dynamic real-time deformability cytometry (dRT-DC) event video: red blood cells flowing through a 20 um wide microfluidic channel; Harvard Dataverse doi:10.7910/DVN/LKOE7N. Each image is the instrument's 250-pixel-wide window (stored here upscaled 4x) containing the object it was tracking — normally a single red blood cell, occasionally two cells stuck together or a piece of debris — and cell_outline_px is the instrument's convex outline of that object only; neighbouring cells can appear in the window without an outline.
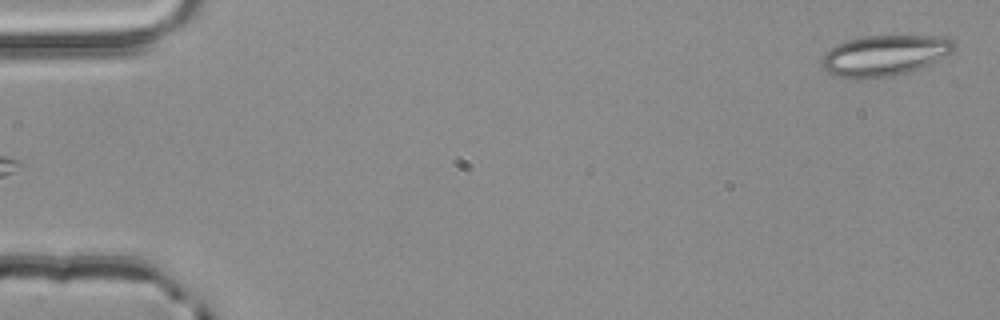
{"species": "common noctule bat (a hibernating species)", "species_latin": "Nyctalus noctula", "temperature_condition": "room temperature", "stored_images_in_passage": 4, "segment_of_instrument_passage": [2, 2], "camera_frame_rate_fps": 3000, "um_per_image_px": 0.085, "animal": {"sex": "male", "body_mass_g": 20.4}, "frame": {"image": 1, "passage_image": 4, "time_ms": 1.0, "image_size_px": [1000, 320], "cell_outline_px": [[956, 48], [952, 52], [932, 64], [912, 72], [896, 76], [868, 80], [852, 80], [832, 76], [820, 64], [820, 60], [824, 52], [836, 44], [848, 40], [864, 36], [948, 36], [956, 44]], "centroid_in_image_um": [75.17, 4.76], "position_along_channel_um": 9.8, "area_um2": 32.6}}